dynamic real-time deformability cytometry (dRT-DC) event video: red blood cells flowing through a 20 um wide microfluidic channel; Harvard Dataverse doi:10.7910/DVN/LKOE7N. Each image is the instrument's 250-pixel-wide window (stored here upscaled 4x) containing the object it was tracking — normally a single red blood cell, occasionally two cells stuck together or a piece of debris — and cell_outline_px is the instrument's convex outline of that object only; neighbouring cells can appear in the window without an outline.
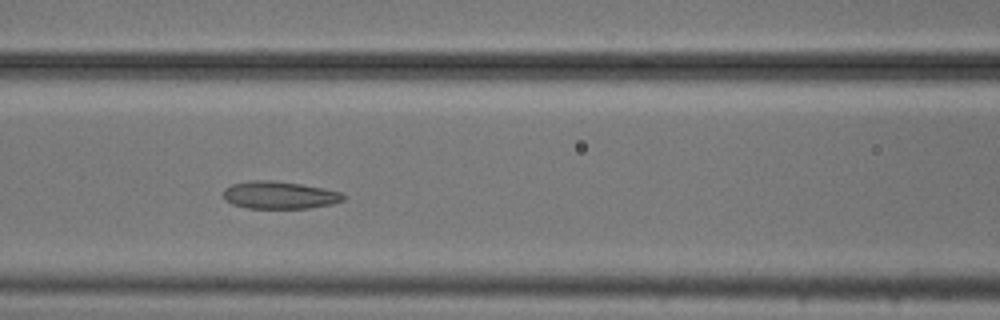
{"species": "common noctule bat (a hibernating species)", "species_latin": "Nyctalus noctula", "temperature_condition": "cold", "stored_images_in_passage": 37, "camera_frame_rate_fps": 3000, "um_per_image_px": 0.085, "animal": {"sex": "male", "body_mass_g": 20.5, "forearm_length_mm": 52.5}, "frame": {"image": 1, "passage_image": 10, "time_ms": 3.0, "image_size_px": [1000, 320], "cell_outline_px": [[348, 196], [344, 200], [332, 204], [308, 208], [248, 208], [232, 204], [224, 200], [224, 188], [232, 184], [252, 180], [272, 180], [300, 184], [324, 188], [340, 192]], "centroid_in_image_um": [23.77, 16.58], "position_along_channel_um": 142.8, "area_um2": 19.31}}
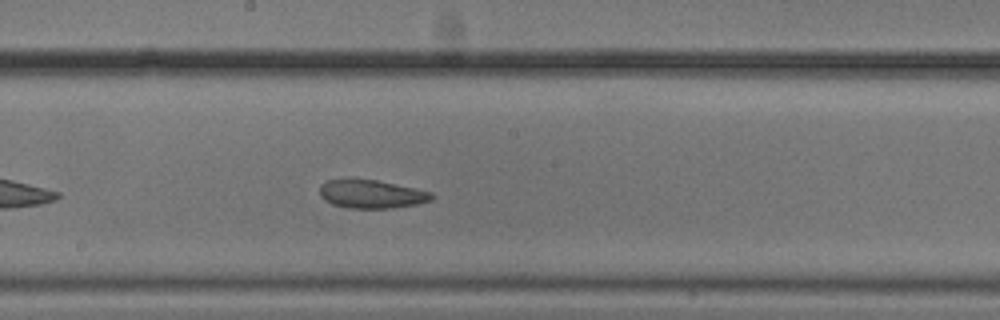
{"frame": {"image": 2, "passage_image": 16, "time_ms": 5.0, "image_size_px": [1000, 320], "cell_outline_px": [[436, 196], [432, 200], [416, 204], [392, 208], [348, 208], [332, 204], [324, 200], [320, 196], [320, 184], [324, 180], [376, 180], [416, 188], [432, 192]], "centroid_in_image_um": [31.59, 16.5], "position_along_channel_um": 216.6, "area_um2": 18.5}}
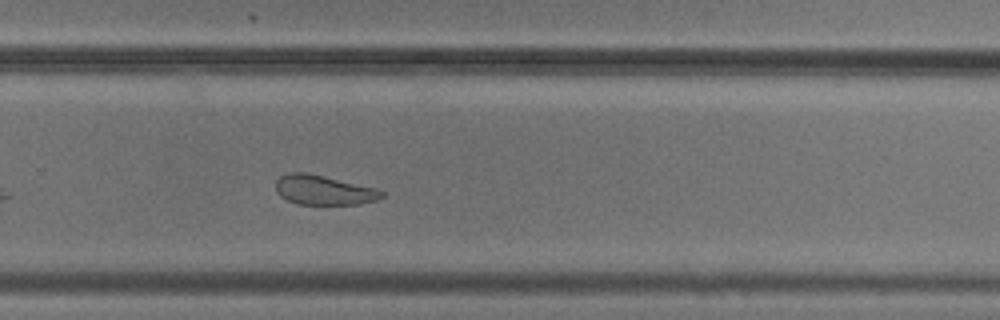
{"frame": {"image": 3, "passage_image": 23, "time_ms": 7.333, "image_size_px": [1000, 320], "cell_outline_px": [[384, 196], [376, 200], [356, 204], [296, 204], [280, 196], [276, 192], [276, 180], [280, 176], [288, 172], [308, 172], [376, 188], [384, 192]], "centroid_in_image_um": [27.48, 16.14], "position_along_channel_um": 302.3, "area_um2": 18.32}, "authors_computed_cell_mechanics": {"area_um2": 19.3052, "velocity_mm_per_s": 3.6902, "shape_relaxation_time_tau1_ms": 6.9469, "shape_relaxation_time_tau2_ms": 3.5168, "deformation_change_tau1": 0.1564, "deformation_change_tau2": 0.104}}